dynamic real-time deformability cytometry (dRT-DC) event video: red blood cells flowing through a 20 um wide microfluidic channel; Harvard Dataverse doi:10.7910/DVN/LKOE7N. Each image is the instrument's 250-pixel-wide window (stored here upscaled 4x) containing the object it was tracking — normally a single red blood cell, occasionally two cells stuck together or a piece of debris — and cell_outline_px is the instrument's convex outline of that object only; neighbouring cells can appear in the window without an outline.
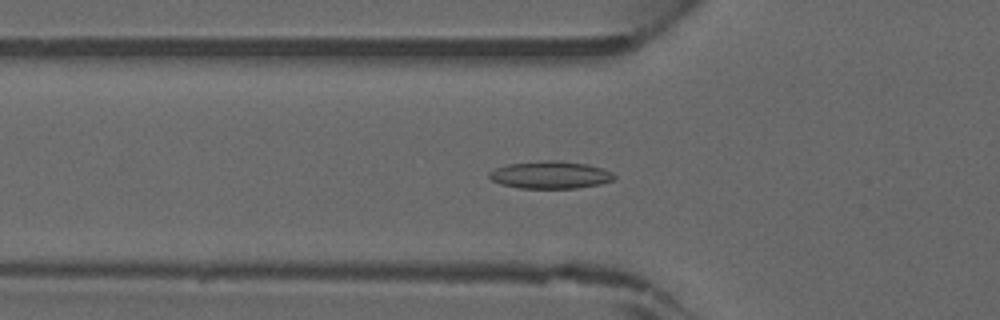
{"species": "common noctule bat (a hibernating species)", "species_latin": "Nyctalus noctula", "temperature_condition": "warm", "stored_images_in_passage": 46, "camera_frame_rate_fps": 3000, "um_per_image_px": 0.085, "animal": {"sex": "male", "forearm_length_mm": 52.5}, "frame": {"image": 1, "passage_image": 16, "time_ms": 5.0, "image_size_px": [1000, 320], "cell_outline_px": [[616, 180], [600, 184], [576, 188], [520, 188], [500, 184], [492, 180], [488, 176], [488, 172], [496, 168], [508, 164], [544, 160], [560, 160], [588, 164], [604, 168], [612, 172], [616, 176]], "centroid_in_image_um": [46.82, 14.86], "position_along_channel_um": 79.0, "area_um2": 20.23}}
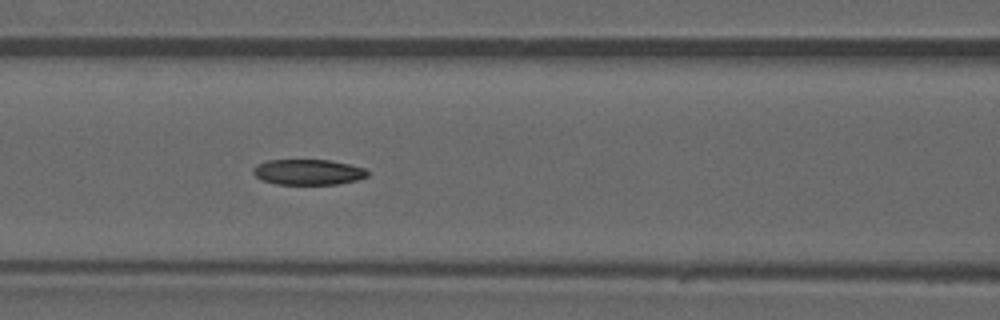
{"frame": {"image": 2, "passage_image": 20, "time_ms": 6.333, "image_size_px": [1000, 320], "cell_outline_px": [[368, 176], [356, 180], [336, 184], [276, 184], [264, 180], [256, 176], [252, 172], [252, 168], [256, 164], [268, 160], [332, 160], [364, 168], [368, 172]], "centroid_in_image_um": [26.17, 14.62], "position_along_channel_um": 140.4, "area_um2": 16.94}}
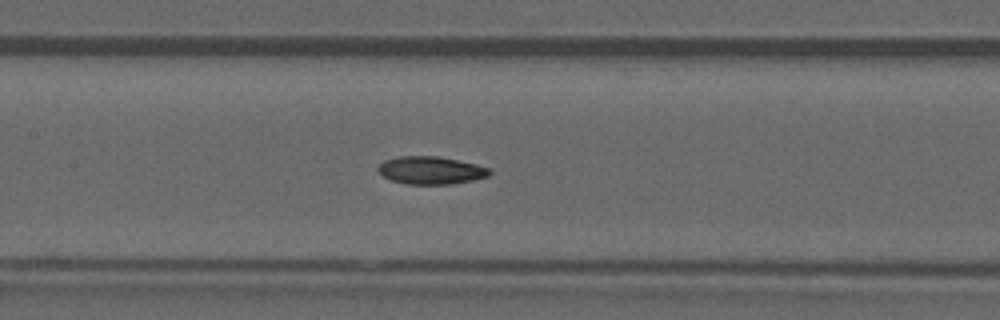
{"frame": {"image": 3, "passage_image": 22, "time_ms": 7.0, "image_size_px": [1000, 320], "cell_outline_px": [[492, 172], [488, 176], [472, 180], [452, 184], [408, 184], [392, 180], [384, 176], [376, 168], [384, 160], [400, 156], [436, 156], [476, 164], [488, 168]], "centroid_in_image_um": [36.61, 14.47], "position_along_channel_um": 170.8, "area_um2": 17.8}}